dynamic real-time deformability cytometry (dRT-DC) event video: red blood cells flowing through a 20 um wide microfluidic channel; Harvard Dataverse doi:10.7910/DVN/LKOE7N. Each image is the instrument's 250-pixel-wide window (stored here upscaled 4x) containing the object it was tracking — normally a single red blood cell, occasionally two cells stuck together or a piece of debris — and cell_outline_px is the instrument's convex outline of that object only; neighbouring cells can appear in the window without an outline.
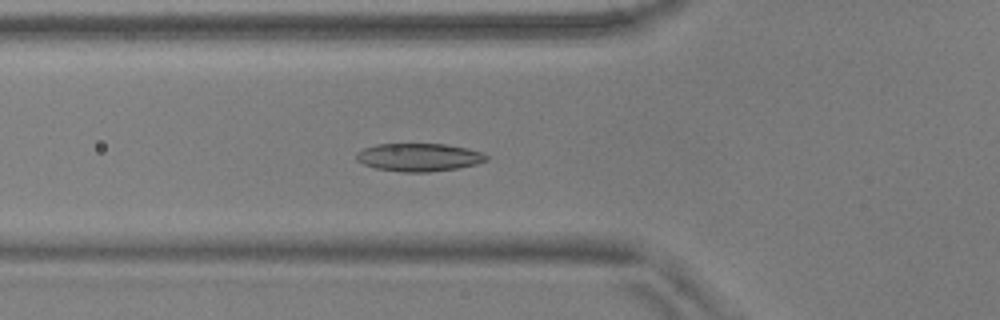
{"species": "common noctule bat (a hibernating species)", "species_latin": "Nyctalus noctula", "temperature_condition": "warm", "stored_images_in_passage": 40, "camera_frame_rate_fps": 3000, "um_per_image_px": 0.085, "animal": {"sex": "male", "body_mass_g": 17.9, "forearm_length_mm": 54.2}, "frame": {"image": 1, "passage_image": 15, "time_ms": 4.667, "image_size_px": [1000, 320], "cell_outline_px": [[488, 160], [476, 164], [456, 168], [428, 172], [404, 172], [376, 168], [364, 164], [356, 160], [356, 152], [364, 148], [376, 144], [444, 144], [468, 148], [484, 152], [488, 156]], "centroid_in_image_um": [35.62, 13.36], "position_along_channel_um": 90.2, "area_um2": 21.21}}
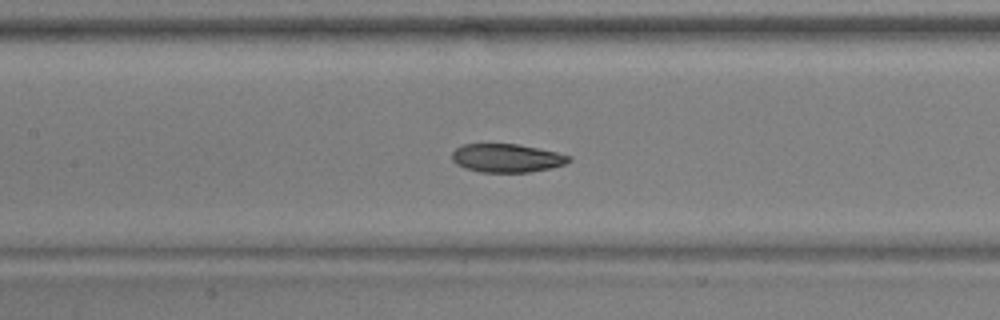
{"frame": {"image": 2, "passage_image": 21, "time_ms": 6.667, "image_size_px": [1000, 320], "cell_outline_px": [[572, 160], [564, 164], [552, 168], [528, 172], [480, 172], [464, 168], [456, 164], [452, 160], [452, 152], [456, 148], [464, 144], [516, 144], [540, 148], [572, 156]], "centroid_in_image_um": [43.08, 13.43], "position_along_channel_um": 164.3, "area_um2": 19.48}}
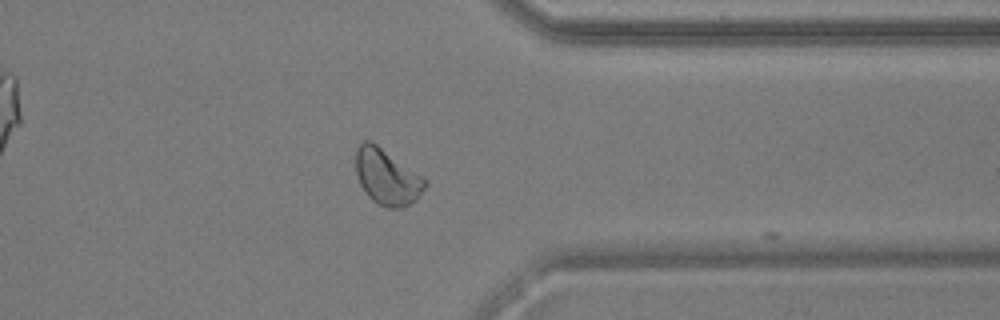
{"frame": {"image": 3, "passage_image": 39, "time_ms": 12.667, "image_size_px": [1000, 320], "cell_outline_px": [[428, 184], [416, 200], [404, 208], [388, 208], [372, 200], [368, 196], [360, 184], [356, 172], [356, 148], [364, 140], [368, 140], [376, 144], [428, 180]], "centroid_in_image_um": [32.91, 15.06], "position_along_channel_um": 378.5, "area_um2": 22.37}}